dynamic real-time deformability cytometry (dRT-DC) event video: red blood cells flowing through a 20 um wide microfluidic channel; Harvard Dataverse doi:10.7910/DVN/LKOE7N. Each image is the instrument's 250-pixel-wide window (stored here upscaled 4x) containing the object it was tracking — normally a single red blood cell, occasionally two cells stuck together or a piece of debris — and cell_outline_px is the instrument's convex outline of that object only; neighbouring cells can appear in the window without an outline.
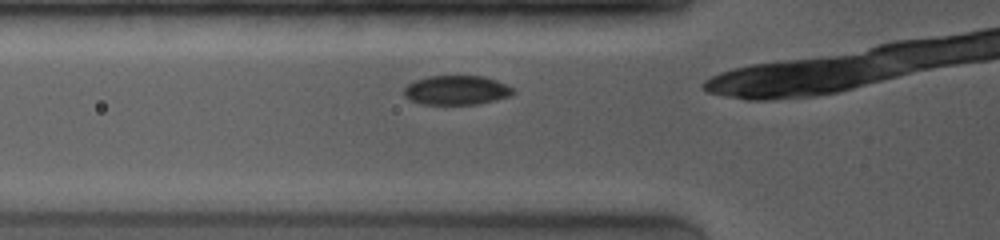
{"species": "common noctule bat (a hibernating species)", "species_latin": "Nyctalus noctula", "temperature_condition": "room temperature", "stored_images_in_passage": 10, "camera_frame_rate_fps": 4000, "um_per_image_px": 0.085, "animal": {"sex": "female", "body_mass_g": 19.0, "forearm_length_mm": 53.3}, "frame": {"image": 1, "passage_image": 4, "time_ms": 0.75, "image_size_px": [1000, 240], "cell_outline_px": [[516, 92], [512, 96], [496, 100], [476, 104], [420, 104], [404, 96], [404, 88], [408, 84], [416, 80], [428, 76], [484, 76], [496, 80], [512, 88]], "centroid_in_image_um": [38.82, 7.67], "position_along_channel_um": 87.0, "area_um2": 18.61}}